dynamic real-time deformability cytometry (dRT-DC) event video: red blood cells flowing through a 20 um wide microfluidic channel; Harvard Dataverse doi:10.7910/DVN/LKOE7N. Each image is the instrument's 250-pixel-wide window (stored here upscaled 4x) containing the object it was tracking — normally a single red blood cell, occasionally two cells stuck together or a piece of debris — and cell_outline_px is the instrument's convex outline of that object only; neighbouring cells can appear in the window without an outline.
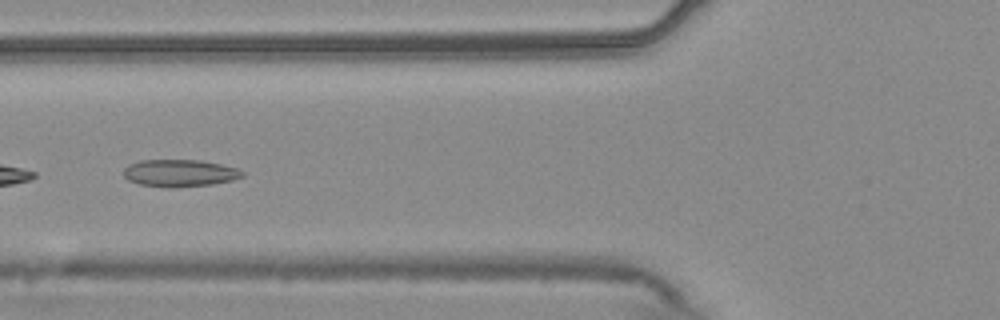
{"species": "common noctule bat (a hibernating species)", "species_latin": "Nyctalus noctula", "temperature_condition": "warm", "stored_images_in_passage": 9, "camera_frame_rate_fps": 3000, "um_per_image_px": 0.085, "animal": {"sex": "male", "body_mass_g": 20.4}, "frame": {"image": 1, "passage_image": 4, "time_ms": 1.0, "image_size_px": [1000, 320], "cell_outline_px": [[244, 176], [232, 180], [212, 184], [172, 188], [168, 188], [140, 184], [128, 180], [124, 176], [124, 168], [128, 164], [140, 160], [200, 160], [220, 164], [236, 168], [244, 172]], "centroid_in_image_um": [15.25, 14.71], "position_along_channel_um": 110.5, "area_um2": 18.84}}
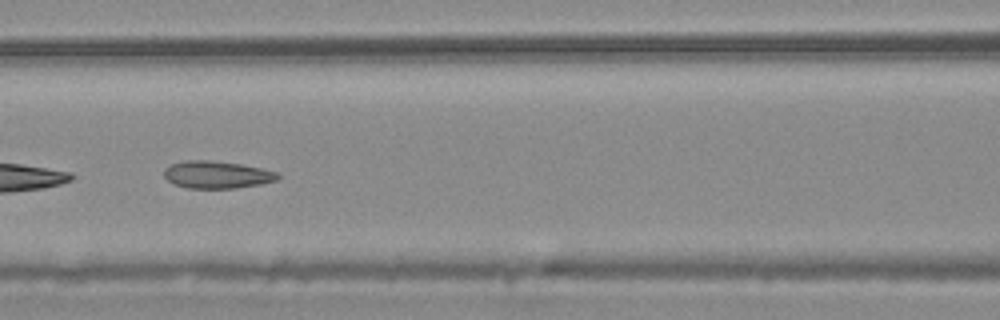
{"frame": {"image": 2, "passage_image": 7, "time_ms": 2.0, "image_size_px": [1000, 320], "cell_outline_px": [[280, 176], [276, 180], [260, 184], [236, 188], [188, 188], [176, 184], [168, 180], [164, 176], [164, 168], [172, 164], [184, 160], [208, 160], [240, 164], [260, 168], [276, 172]], "centroid_in_image_um": [18.41, 14.84], "position_along_channel_um": 148.2, "area_um2": 17.92}}